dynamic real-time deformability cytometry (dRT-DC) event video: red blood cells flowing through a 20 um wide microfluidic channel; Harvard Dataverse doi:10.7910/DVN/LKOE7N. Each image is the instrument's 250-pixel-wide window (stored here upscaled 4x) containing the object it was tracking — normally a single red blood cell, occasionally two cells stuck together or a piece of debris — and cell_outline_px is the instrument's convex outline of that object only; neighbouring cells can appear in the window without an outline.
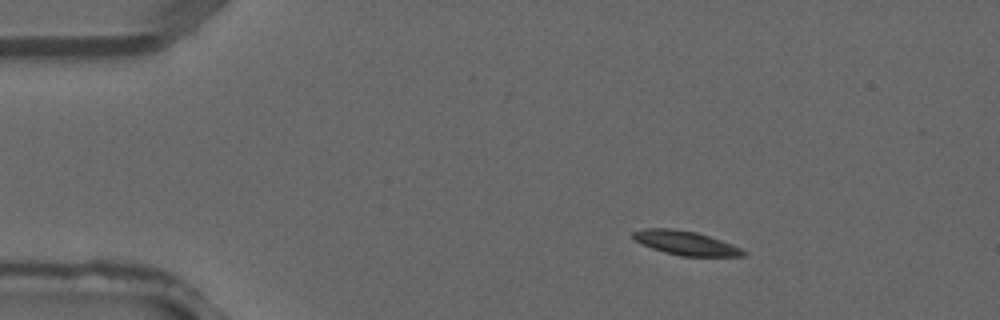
{"species": "common noctule bat (a hibernating species)", "species_latin": "Nyctalus noctula", "temperature_condition": "warm", "stored_images_in_passage": 2, "camera_frame_rate_fps": 3000, "um_per_image_px": 0.085, "animal": {"sex": "male", "forearm_length_mm": 52.5}, "frame": {"image": 1, "passage_image": 1, "time_ms": 0.0, "image_size_px": [1000, 320], "cell_outline_px": [[748, 252], [744, 256], [680, 256], [664, 252], [652, 248], [636, 240], [632, 236], [632, 232], [644, 228], [672, 228], [696, 232], [732, 244]], "centroid_in_image_um": [58.28, 20.65], "position_along_channel_um": 26.7, "area_um2": 15.32}}